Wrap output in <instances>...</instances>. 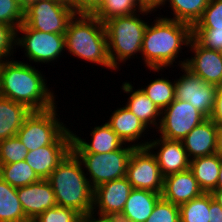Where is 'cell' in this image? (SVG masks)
<instances>
[{
	"mask_svg": "<svg viewBox=\"0 0 222 222\" xmlns=\"http://www.w3.org/2000/svg\"><path fill=\"white\" fill-rule=\"evenodd\" d=\"M48 181L58 206L74 209L81 215L92 211L94 189L80 160L72 151L54 169Z\"/></svg>",
	"mask_w": 222,
	"mask_h": 222,
	"instance_id": "obj_4",
	"label": "cell"
},
{
	"mask_svg": "<svg viewBox=\"0 0 222 222\" xmlns=\"http://www.w3.org/2000/svg\"><path fill=\"white\" fill-rule=\"evenodd\" d=\"M14 51L16 52V29L0 23V64L12 59Z\"/></svg>",
	"mask_w": 222,
	"mask_h": 222,
	"instance_id": "obj_37",
	"label": "cell"
},
{
	"mask_svg": "<svg viewBox=\"0 0 222 222\" xmlns=\"http://www.w3.org/2000/svg\"><path fill=\"white\" fill-rule=\"evenodd\" d=\"M132 190L126 177L97 186L94 188L92 211L104 216L119 217Z\"/></svg>",
	"mask_w": 222,
	"mask_h": 222,
	"instance_id": "obj_15",
	"label": "cell"
},
{
	"mask_svg": "<svg viewBox=\"0 0 222 222\" xmlns=\"http://www.w3.org/2000/svg\"><path fill=\"white\" fill-rule=\"evenodd\" d=\"M105 121H107L106 123L119 136L124 144L134 146L135 148L147 147L149 142L148 138L144 141L141 140V138H145L146 135L144 134L151 130H147L149 128L124 105L115 109L109 119Z\"/></svg>",
	"mask_w": 222,
	"mask_h": 222,
	"instance_id": "obj_19",
	"label": "cell"
},
{
	"mask_svg": "<svg viewBox=\"0 0 222 222\" xmlns=\"http://www.w3.org/2000/svg\"><path fill=\"white\" fill-rule=\"evenodd\" d=\"M165 77V78H164ZM162 76L142 86L145 95L162 111L175 100V79L171 81L168 77Z\"/></svg>",
	"mask_w": 222,
	"mask_h": 222,
	"instance_id": "obj_28",
	"label": "cell"
},
{
	"mask_svg": "<svg viewBox=\"0 0 222 222\" xmlns=\"http://www.w3.org/2000/svg\"><path fill=\"white\" fill-rule=\"evenodd\" d=\"M30 113L25 105L0 96V141L16 136Z\"/></svg>",
	"mask_w": 222,
	"mask_h": 222,
	"instance_id": "obj_24",
	"label": "cell"
},
{
	"mask_svg": "<svg viewBox=\"0 0 222 222\" xmlns=\"http://www.w3.org/2000/svg\"><path fill=\"white\" fill-rule=\"evenodd\" d=\"M126 178L133 189L162 193L164 177L155 156L145 148H135L130 155Z\"/></svg>",
	"mask_w": 222,
	"mask_h": 222,
	"instance_id": "obj_11",
	"label": "cell"
},
{
	"mask_svg": "<svg viewBox=\"0 0 222 222\" xmlns=\"http://www.w3.org/2000/svg\"><path fill=\"white\" fill-rule=\"evenodd\" d=\"M152 12L151 9H142L137 13L114 17L104 22L109 58L116 71H120L119 67L123 66L120 63L125 64L126 61L135 57L137 59L138 55H141L143 37L148 26V22L142 18Z\"/></svg>",
	"mask_w": 222,
	"mask_h": 222,
	"instance_id": "obj_5",
	"label": "cell"
},
{
	"mask_svg": "<svg viewBox=\"0 0 222 222\" xmlns=\"http://www.w3.org/2000/svg\"><path fill=\"white\" fill-rule=\"evenodd\" d=\"M180 71L183 74L175 79V99L189 102L207 118H210L218 87L204 82L184 66Z\"/></svg>",
	"mask_w": 222,
	"mask_h": 222,
	"instance_id": "obj_12",
	"label": "cell"
},
{
	"mask_svg": "<svg viewBox=\"0 0 222 222\" xmlns=\"http://www.w3.org/2000/svg\"><path fill=\"white\" fill-rule=\"evenodd\" d=\"M72 134V152L74 154H102L120 149L124 142L105 122L101 126L95 125L90 131V140L78 136L76 131Z\"/></svg>",
	"mask_w": 222,
	"mask_h": 222,
	"instance_id": "obj_18",
	"label": "cell"
},
{
	"mask_svg": "<svg viewBox=\"0 0 222 222\" xmlns=\"http://www.w3.org/2000/svg\"><path fill=\"white\" fill-rule=\"evenodd\" d=\"M221 160L216 154L190 160L189 169L204 193H211L217 188Z\"/></svg>",
	"mask_w": 222,
	"mask_h": 222,
	"instance_id": "obj_25",
	"label": "cell"
},
{
	"mask_svg": "<svg viewBox=\"0 0 222 222\" xmlns=\"http://www.w3.org/2000/svg\"><path fill=\"white\" fill-rule=\"evenodd\" d=\"M161 194L150 190L133 189L118 220L120 222H145L152 214L156 203L162 198Z\"/></svg>",
	"mask_w": 222,
	"mask_h": 222,
	"instance_id": "obj_23",
	"label": "cell"
},
{
	"mask_svg": "<svg viewBox=\"0 0 222 222\" xmlns=\"http://www.w3.org/2000/svg\"><path fill=\"white\" fill-rule=\"evenodd\" d=\"M26 220L28 218L17 196V188L0 177V222H25Z\"/></svg>",
	"mask_w": 222,
	"mask_h": 222,
	"instance_id": "obj_26",
	"label": "cell"
},
{
	"mask_svg": "<svg viewBox=\"0 0 222 222\" xmlns=\"http://www.w3.org/2000/svg\"><path fill=\"white\" fill-rule=\"evenodd\" d=\"M219 52H220V55H221V57H222V47H221V49L219 50Z\"/></svg>",
	"mask_w": 222,
	"mask_h": 222,
	"instance_id": "obj_49",
	"label": "cell"
},
{
	"mask_svg": "<svg viewBox=\"0 0 222 222\" xmlns=\"http://www.w3.org/2000/svg\"><path fill=\"white\" fill-rule=\"evenodd\" d=\"M145 222H180L179 205L161 198Z\"/></svg>",
	"mask_w": 222,
	"mask_h": 222,
	"instance_id": "obj_35",
	"label": "cell"
},
{
	"mask_svg": "<svg viewBox=\"0 0 222 222\" xmlns=\"http://www.w3.org/2000/svg\"><path fill=\"white\" fill-rule=\"evenodd\" d=\"M209 222H222V207L213 199L210 193Z\"/></svg>",
	"mask_w": 222,
	"mask_h": 222,
	"instance_id": "obj_42",
	"label": "cell"
},
{
	"mask_svg": "<svg viewBox=\"0 0 222 222\" xmlns=\"http://www.w3.org/2000/svg\"><path fill=\"white\" fill-rule=\"evenodd\" d=\"M209 1L210 0H166L161 7L167 6L168 2V7L173 12L171 13L173 17L170 19L186 23L193 28L202 17Z\"/></svg>",
	"mask_w": 222,
	"mask_h": 222,
	"instance_id": "obj_27",
	"label": "cell"
},
{
	"mask_svg": "<svg viewBox=\"0 0 222 222\" xmlns=\"http://www.w3.org/2000/svg\"><path fill=\"white\" fill-rule=\"evenodd\" d=\"M218 175H219V178L217 182V188H222V161H221V166H220Z\"/></svg>",
	"mask_w": 222,
	"mask_h": 222,
	"instance_id": "obj_46",
	"label": "cell"
},
{
	"mask_svg": "<svg viewBox=\"0 0 222 222\" xmlns=\"http://www.w3.org/2000/svg\"><path fill=\"white\" fill-rule=\"evenodd\" d=\"M104 0H68L75 14L93 15Z\"/></svg>",
	"mask_w": 222,
	"mask_h": 222,
	"instance_id": "obj_39",
	"label": "cell"
},
{
	"mask_svg": "<svg viewBox=\"0 0 222 222\" xmlns=\"http://www.w3.org/2000/svg\"><path fill=\"white\" fill-rule=\"evenodd\" d=\"M210 118L218 125H222V87H218L217 89L214 109Z\"/></svg>",
	"mask_w": 222,
	"mask_h": 222,
	"instance_id": "obj_40",
	"label": "cell"
},
{
	"mask_svg": "<svg viewBox=\"0 0 222 222\" xmlns=\"http://www.w3.org/2000/svg\"><path fill=\"white\" fill-rule=\"evenodd\" d=\"M193 53L187 57L184 67L204 82L216 87H222V57L217 50L206 49L193 37L187 48Z\"/></svg>",
	"mask_w": 222,
	"mask_h": 222,
	"instance_id": "obj_14",
	"label": "cell"
},
{
	"mask_svg": "<svg viewBox=\"0 0 222 222\" xmlns=\"http://www.w3.org/2000/svg\"><path fill=\"white\" fill-rule=\"evenodd\" d=\"M57 112L59 111L56 105L44 111H31L25 118L16 136L27 151L53 144L68 129Z\"/></svg>",
	"mask_w": 222,
	"mask_h": 222,
	"instance_id": "obj_7",
	"label": "cell"
},
{
	"mask_svg": "<svg viewBox=\"0 0 222 222\" xmlns=\"http://www.w3.org/2000/svg\"><path fill=\"white\" fill-rule=\"evenodd\" d=\"M74 16L73 8L65 0H25L23 23L41 32L65 34Z\"/></svg>",
	"mask_w": 222,
	"mask_h": 222,
	"instance_id": "obj_6",
	"label": "cell"
},
{
	"mask_svg": "<svg viewBox=\"0 0 222 222\" xmlns=\"http://www.w3.org/2000/svg\"><path fill=\"white\" fill-rule=\"evenodd\" d=\"M65 50L68 54L83 61L98 64L101 67L115 70L112 67L108 52V42L104 23L94 15L75 14L67 26Z\"/></svg>",
	"mask_w": 222,
	"mask_h": 222,
	"instance_id": "obj_3",
	"label": "cell"
},
{
	"mask_svg": "<svg viewBox=\"0 0 222 222\" xmlns=\"http://www.w3.org/2000/svg\"><path fill=\"white\" fill-rule=\"evenodd\" d=\"M81 214L74 209H70L63 206H54L51 209H47L43 213L39 214L36 218V222H79Z\"/></svg>",
	"mask_w": 222,
	"mask_h": 222,
	"instance_id": "obj_36",
	"label": "cell"
},
{
	"mask_svg": "<svg viewBox=\"0 0 222 222\" xmlns=\"http://www.w3.org/2000/svg\"><path fill=\"white\" fill-rule=\"evenodd\" d=\"M147 148L155 156L163 177L189 169L190 160L182 141L164 137L155 140L149 138Z\"/></svg>",
	"mask_w": 222,
	"mask_h": 222,
	"instance_id": "obj_16",
	"label": "cell"
},
{
	"mask_svg": "<svg viewBox=\"0 0 222 222\" xmlns=\"http://www.w3.org/2000/svg\"><path fill=\"white\" fill-rule=\"evenodd\" d=\"M79 222H120L118 217L115 216H104L96 214L93 211L81 215Z\"/></svg>",
	"mask_w": 222,
	"mask_h": 222,
	"instance_id": "obj_41",
	"label": "cell"
},
{
	"mask_svg": "<svg viewBox=\"0 0 222 222\" xmlns=\"http://www.w3.org/2000/svg\"><path fill=\"white\" fill-rule=\"evenodd\" d=\"M192 29L222 30V0H210L202 17Z\"/></svg>",
	"mask_w": 222,
	"mask_h": 222,
	"instance_id": "obj_34",
	"label": "cell"
},
{
	"mask_svg": "<svg viewBox=\"0 0 222 222\" xmlns=\"http://www.w3.org/2000/svg\"><path fill=\"white\" fill-rule=\"evenodd\" d=\"M46 79L35 65L12 58L0 64V96L23 104L31 111L51 109L57 101Z\"/></svg>",
	"mask_w": 222,
	"mask_h": 222,
	"instance_id": "obj_2",
	"label": "cell"
},
{
	"mask_svg": "<svg viewBox=\"0 0 222 222\" xmlns=\"http://www.w3.org/2000/svg\"><path fill=\"white\" fill-rule=\"evenodd\" d=\"M134 149V146L124 144L120 149L108 153L75 155L94 189L105 182L126 177L127 164Z\"/></svg>",
	"mask_w": 222,
	"mask_h": 222,
	"instance_id": "obj_8",
	"label": "cell"
},
{
	"mask_svg": "<svg viewBox=\"0 0 222 222\" xmlns=\"http://www.w3.org/2000/svg\"><path fill=\"white\" fill-rule=\"evenodd\" d=\"M207 117L189 102L175 99L162 110L161 122L156 130L160 137L182 141L194 127Z\"/></svg>",
	"mask_w": 222,
	"mask_h": 222,
	"instance_id": "obj_10",
	"label": "cell"
},
{
	"mask_svg": "<svg viewBox=\"0 0 222 222\" xmlns=\"http://www.w3.org/2000/svg\"><path fill=\"white\" fill-rule=\"evenodd\" d=\"M25 0H0V23L17 28L24 22Z\"/></svg>",
	"mask_w": 222,
	"mask_h": 222,
	"instance_id": "obj_32",
	"label": "cell"
},
{
	"mask_svg": "<svg viewBox=\"0 0 222 222\" xmlns=\"http://www.w3.org/2000/svg\"><path fill=\"white\" fill-rule=\"evenodd\" d=\"M215 154L222 161V125H220L217 133Z\"/></svg>",
	"mask_w": 222,
	"mask_h": 222,
	"instance_id": "obj_44",
	"label": "cell"
},
{
	"mask_svg": "<svg viewBox=\"0 0 222 222\" xmlns=\"http://www.w3.org/2000/svg\"><path fill=\"white\" fill-rule=\"evenodd\" d=\"M69 127L53 144L28 151L27 164L40 179H48L54 169L72 151V134Z\"/></svg>",
	"mask_w": 222,
	"mask_h": 222,
	"instance_id": "obj_13",
	"label": "cell"
},
{
	"mask_svg": "<svg viewBox=\"0 0 222 222\" xmlns=\"http://www.w3.org/2000/svg\"><path fill=\"white\" fill-rule=\"evenodd\" d=\"M192 37L206 49L219 51L222 47V30L192 29Z\"/></svg>",
	"mask_w": 222,
	"mask_h": 222,
	"instance_id": "obj_38",
	"label": "cell"
},
{
	"mask_svg": "<svg viewBox=\"0 0 222 222\" xmlns=\"http://www.w3.org/2000/svg\"><path fill=\"white\" fill-rule=\"evenodd\" d=\"M220 125L211 118L205 119L182 140L189 160L215 154Z\"/></svg>",
	"mask_w": 222,
	"mask_h": 222,
	"instance_id": "obj_20",
	"label": "cell"
},
{
	"mask_svg": "<svg viewBox=\"0 0 222 222\" xmlns=\"http://www.w3.org/2000/svg\"><path fill=\"white\" fill-rule=\"evenodd\" d=\"M142 8V0H134Z\"/></svg>",
	"mask_w": 222,
	"mask_h": 222,
	"instance_id": "obj_47",
	"label": "cell"
},
{
	"mask_svg": "<svg viewBox=\"0 0 222 222\" xmlns=\"http://www.w3.org/2000/svg\"><path fill=\"white\" fill-rule=\"evenodd\" d=\"M141 10L134 0H104L93 15L104 23L111 18L131 15Z\"/></svg>",
	"mask_w": 222,
	"mask_h": 222,
	"instance_id": "obj_31",
	"label": "cell"
},
{
	"mask_svg": "<svg viewBox=\"0 0 222 222\" xmlns=\"http://www.w3.org/2000/svg\"><path fill=\"white\" fill-rule=\"evenodd\" d=\"M17 196L28 219H35L39 214L57 205L55 193L48 179H40L18 187Z\"/></svg>",
	"mask_w": 222,
	"mask_h": 222,
	"instance_id": "obj_17",
	"label": "cell"
},
{
	"mask_svg": "<svg viewBox=\"0 0 222 222\" xmlns=\"http://www.w3.org/2000/svg\"><path fill=\"white\" fill-rule=\"evenodd\" d=\"M166 0H142V9H151L154 12L158 11L156 9L160 8Z\"/></svg>",
	"mask_w": 222,
	"mask_h": 222,
	"instance_id": "obj_43",
	"label": "cell"
},
{
	"mask_svg": "<svg viewBox=\"0 0 222 222\" xmlns=\"http://www.w3.org/2000/svg\"><path fill=\"white\" fill-rule=\"evenodd\" d=\"M27 155V148L17 136L0 141V164L17 163Z\"/></svg>",
	"mask_w": 222,
	"mask_h": 222,
	"instance_id": "obj_33",
	"label": "cell"
},
{
	"mask_svg": "<svg viewBox=\"0 0 222 222\" xmlns=\"http://www.w3.org/2000/svg\"><path fill=\"white\" fill-rule=\"evenodd\" d=\"M0 177L5 182L16 188L23 187L40 180L35 171L25 160L17 163L0 164Z\"/></svg>",
	"mask_w": 222,
	"mask_h": 222,
	"instance_id": "obj_29",
	"label": "cell"
},
{
	"mask_svg": "<svg viewBox=\"0 0 222 222\" xmlns=\"http://www.w3.org/2000/svg\"><path fill=\"white\" fill-rule=\"evenodd\" d=\"M213 199L222 207V188H216L211 192Z\"/></svg>",
	"mask_w": 222,
	"mask_h": 222,
	"instance_id": "obj_45",
	"label": "cell"
},
{
	"mask_svg": "<svg viewBox=\"0 0 222 222\" xmlns=\"http://www.w3.org/2000/svg\"><path fill=\"white\" fill-rule=\"evenodd\" d=\"M157 15L159 17H155L151 25L148 23L145 30L139 58L141 57L140 60H143L150 72H164V68H171L173 63H179L180 69L185 65L186 59L182 58L183 61L178 62L175 60L182 54L183 47L188 48L192 38V27L170 19L168 15Z\"/></svg>",
	"mask_w": 222,
	"mask_h": 222,
	"instance_id": "obj_1",
	"label": "cell"
},
{
	"mask_svg": "<svg viewBox=\"0 0 222 222\" xmlns=\"http://www.w3.org/2000/svg\"><path fill=\"white\" fill-rule=\"evenodd\" d=\"M123 93L128 94V100L124 105L140 121L149 128L158 129L161 122L162 111L145 95L139 87L134 88L131 82L124 81L121 86Z\"/></svg>",
	"mask_w": 222,
	"mask_h": 222,
	"instance_id": "obj_22",
	"label": "cell"
},
{
	"mask_svg": "<svg viewBox=\"0 0 222 222\" xmlns=\"http://www.w3.org/2000/svg\"><path fill=\"white\" fill-rule=\"evenodd\" d=\"M25 222H36L35 219H28Z\"/></svg>",
	"mask_w": 222,
	"mask_h": 222,
	"instance_id": "obj_48",
	"label": "cell"
},
{
	"mask_svg": "<svg viewBox=\"0 0 222 222\" xmlns=\"http://www.w3.org/2000/svg\"><path fill=\"white\" fill-rule=\"evenodd\" d=\"M18 47L24 49V56L29 62L49 64L55 60L57 62L64 55L65 36L41 32L22 23L16 30V48Z\"/></svg>",
	"mask_w": 222,
	"mask_h": 222,
	"instance_id": "obj_9",
	"label": "cell"
},
{
	"mask_svg": "<svg viewBox=\"0 0 222 222\" xmlns=\"http://www.w3.org/2000/svg\"><path fill=\"white\" fill-rule=\"evenodd\" d=\"M210 193L200 196L179 205L180 222H209Z\"/></svg>",
	"mask_w": 222,
	"mask_h": 222,
	"instance_id": "obj_30",
	"label": "cell"
},
{
	"mask_svg": "<svg viewBox=\"0 0 222 222\" xmlns=\"http://www.w3.org/2000/svg\"><path fill=\"white\" fill-rule=\"evenodd\" d=\"M202 193L190 169L164 177L161 197L168 202L181 205Z\"/></svg>",
	"mask_w": 222,
	"mask_h": 222,
	"instance_id": "obj_21",
	"label": "cell"
}]
</instances>
